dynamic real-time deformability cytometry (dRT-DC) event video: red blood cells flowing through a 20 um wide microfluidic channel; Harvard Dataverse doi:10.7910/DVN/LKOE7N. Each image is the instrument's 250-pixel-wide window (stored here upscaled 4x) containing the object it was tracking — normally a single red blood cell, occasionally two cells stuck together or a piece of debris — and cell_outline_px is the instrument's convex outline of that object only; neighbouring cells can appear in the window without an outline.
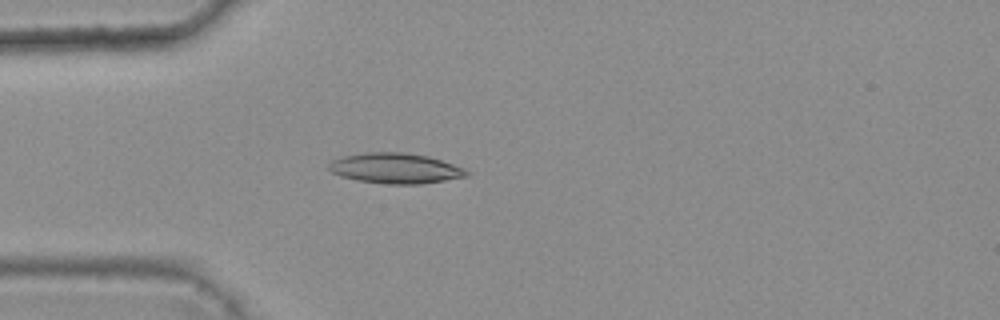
{"species": "common noctule bat (a hibernating species)", "species_latin": "Nyctalus noctula", "temperature_condition": "warm", "stored_images_in_passage": 3, "camera_frame_rate_fps": 3000, "um_per_image_px": 0.085, "animal": {"sex": "female", "body_mass_g": 25.1}, "frame": {"image": 1, "passage_image": 3, "time_ms": 0.667, "image_size_px": [1000, 320], "cell_outline_px": [[472, 172], [468, 176], [420, 184], [388, 184], [356, 180], [340, 176], [332, 172], [328, 168], [328, 164], [332, 160], [344, 156], [364, 152], [404, 152], [428, 156], [464, 168]], "centroid_in_image_um": [33.6, 14.3], "position_along_channel_um": 51.4, "area_um2": 24.39}}